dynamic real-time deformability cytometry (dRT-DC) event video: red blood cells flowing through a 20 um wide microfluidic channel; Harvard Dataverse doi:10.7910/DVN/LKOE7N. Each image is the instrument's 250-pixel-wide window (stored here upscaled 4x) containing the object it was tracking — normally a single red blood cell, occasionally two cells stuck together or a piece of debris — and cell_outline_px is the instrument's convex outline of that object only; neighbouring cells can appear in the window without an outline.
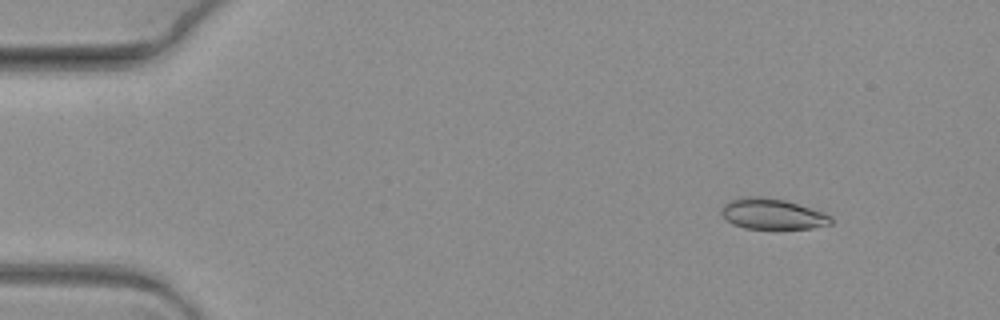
{"species": "common noctule bat (a hibernating species)", "species_latin": "Nyctalus noctula", "temperature_condition": "warm", "stored_images_in_passage": 4, "camera_frame_rate_fps": 3000, "um_per_image_px": 0.085, "animal": {"sex": "female", "body_mass_g": 19.3, "forearm_length_mm": 54.1}, "frame": {"image": 1, "passage_image": 1, "time_ms": 0.0, "image_size_px": [1000, 320], "cell_outline_px": [[832, 224], [812, 228], [744, 228], [732, 224], [724, 220], [720, 212], [720, 208], [728, 200], [748, 196], [764, 196], [784, 200], [824, 212], [832, 216]], "centroid_in_image_um": [65.61, 18.18], "position_along_channel_um": 19.4, "area_um2": 19.77}}
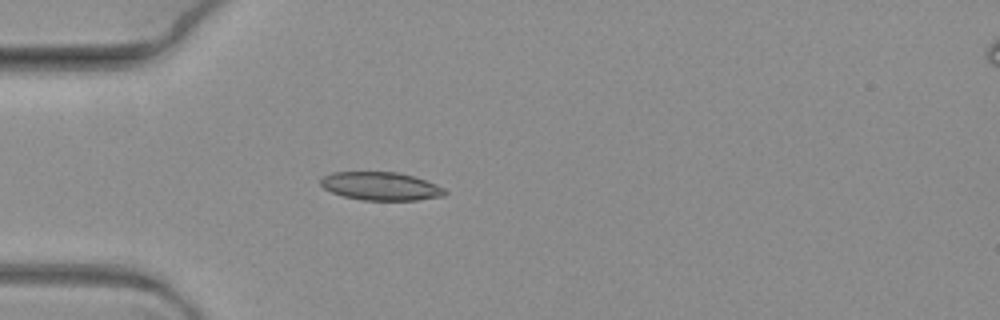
{"frame": {"image": 2, "passage_image": 4, "time_ms": 1.0, "image_size_px": [1000, 320], "cell_outline_px": [[448, 192], [444, 196], [416, 200], [364, 200], [344, 196], [332, 192], [324, 188], [320, 184], [320, 176], [332, 172], [396, 172], [412, 176], [436, 184], [444, 188]], "centroid_in_image_um": [32.35, 15.82], "position_along_channel_um": 52.7, "area_um2": 20.4}}